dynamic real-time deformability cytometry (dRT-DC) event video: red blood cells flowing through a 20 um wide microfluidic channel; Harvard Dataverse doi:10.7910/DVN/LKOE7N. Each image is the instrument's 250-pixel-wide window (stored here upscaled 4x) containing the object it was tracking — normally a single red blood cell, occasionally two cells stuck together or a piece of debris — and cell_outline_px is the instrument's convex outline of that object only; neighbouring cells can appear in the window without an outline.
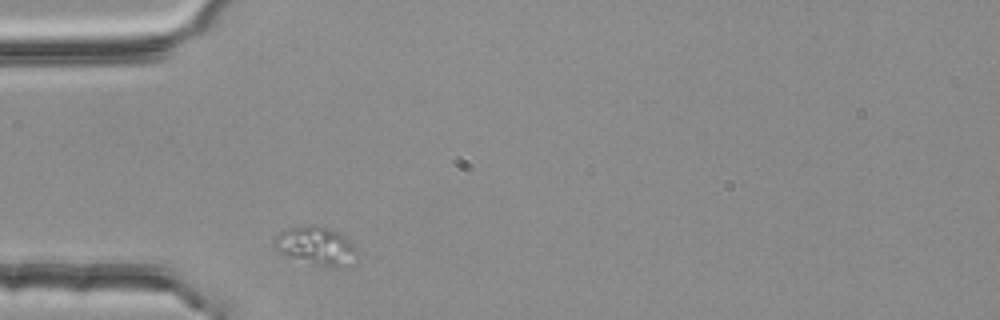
{"species": "common noctule bat (a hibernating species)", "species_latin": "Nyctalus noctula", "temperature_condition": "room temperature", "stored_images_in_passage": 2, "camera_frame_rate_fps": 3000, "um_per_image_px": 0.085, "animal": {"sex": "female", "body_mass_g": 25.1}, "frame": {"image": 1, "passage_image": 2, "time_ms": 0.333, "image_size_px": [1000, 320], "cell_outline_px": [[356, 256], [336, 268], [288, 256], [280, 252], [272, 244], [276, 236], [280, 232], [292, 228], [312, 224], [316, 224], [328, 228], [344, 236], [352, 244], [356, 252]], "centroid_in_image_um": [26.81, 20.85], "position_along_channel_um": 58.2, "area_um2": 17.51}}